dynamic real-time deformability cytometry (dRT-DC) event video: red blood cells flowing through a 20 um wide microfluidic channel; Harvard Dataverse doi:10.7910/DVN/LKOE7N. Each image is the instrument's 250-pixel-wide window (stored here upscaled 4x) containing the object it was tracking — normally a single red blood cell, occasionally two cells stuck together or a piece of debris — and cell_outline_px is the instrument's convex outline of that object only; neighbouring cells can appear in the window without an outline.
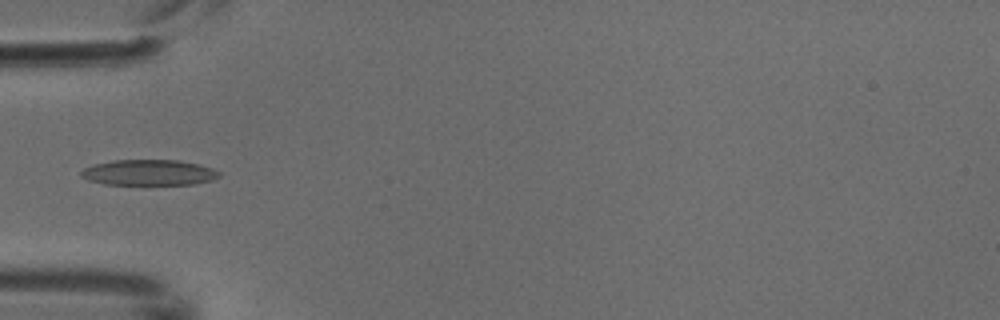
{"species": "common noctule bat (a hibernating species)", "species_latin": "Nyctalus noctula", "temperature_condition": "cold", "stored_images_in_passage": 5, "camera_frame_rate_fps": 3000, "um_per_image_px": 0.085, "animal": {"sex": "male", "body_mass_g": 18.8}, "frame": {"image": 1, "passage_image": 4, "time_ms": 1.0, "image_size_px": [1000, 320], "cell_outline_px": [[220, 176], [212, 180], [192, 184], [104, 184], [88, 180], [80, 176], [80, 172], [84, 168], [92, 164], [112, 160], [180, 160], [212, 168], [220, 172]], "centroid_in_image_um": [12.62, 14.66], "position_along_channel_um": 72.4, "area_um2": 20.63}}
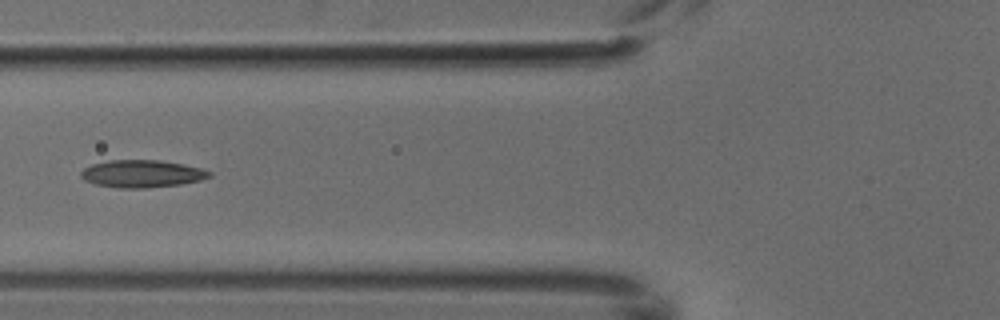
{"frame": {"image": 2, "passage_image": 5, "time_ms": 1.333, "image_size_px": [1000, 320], "cell_outline_px": [[212, 176], [200, 180], [180, 184], [148, 188], [120, 188], [96, 184], [84, 180], [80, 176], [80, 172], [84, 168], [92, 164], [108, 160], [160, 160], [184, 164], [200, 168], [212, 172]], "centroid_in_image_um": [12.06, 14.76], "position_along_channel_um": 113.7, "area_um2": 20.58}}